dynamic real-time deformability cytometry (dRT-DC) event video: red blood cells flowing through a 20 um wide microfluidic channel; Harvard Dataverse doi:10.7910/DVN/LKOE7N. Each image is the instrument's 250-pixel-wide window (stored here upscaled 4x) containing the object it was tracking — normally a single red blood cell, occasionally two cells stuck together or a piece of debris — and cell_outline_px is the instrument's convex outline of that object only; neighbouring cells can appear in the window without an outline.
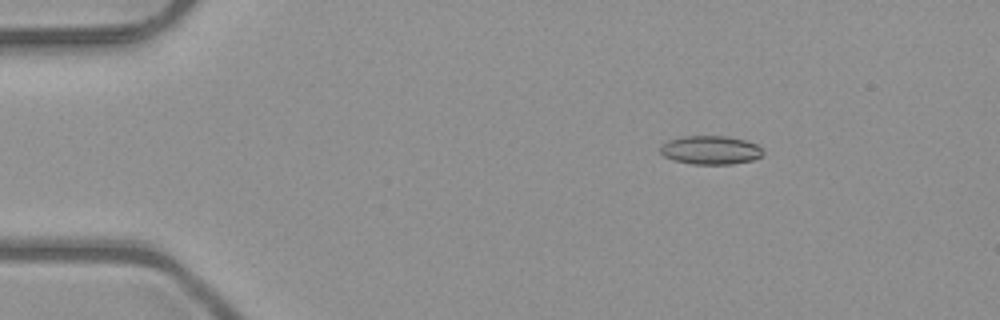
{"species": "common noctule bat (a hibernating species)", "species_latin": "Nyctalus noctula", "temperature_condition": "room temperature", "stored_images_in_passage": 46, "camera_frame_rate_fps": 3000, "um_per_image_px": 0.085, "animal": {"sex": "male", "body_mass_g": 23.1, "forearm_length_mm": 52.7}, "frame": {"image": 1, "passage_image": 3, "time_ms": 0.667, "image_size_px": [1000, 320], "cell_outline_px": [[764, 156], [752, 160], [732, 164], [692, 164], [672, 160], [664, 156], [660, 152], [660, 144], [668, 140], [684, 136], [724, 136], [744, 140], [756, 144], [764, 148]], "centroid_in_image_um": [60.4, 12.76], "position_along_channel_um": 24.6, "area_um2": 17.34}}
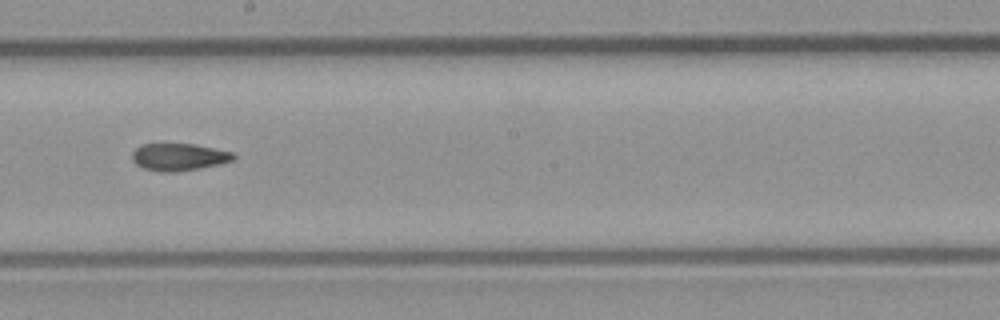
{"frame": {"image": 2, "passage_image": 24, "time_ms": 7.667, "image_size_px": [1000, 320], "cell_outline_px": [[236, 156], [232, 160], [220, 164], [200, 168], [176, 172], [160, 172], [144, 168], [136, 164], [132, 160], [132, 152], [140, 144], [160, 140], [192, 144], [232, 152]], "centroid_in_image_um": [15.11, 13.29], "position_along_channel_um": 233.1, "area_um2": 16.76}}
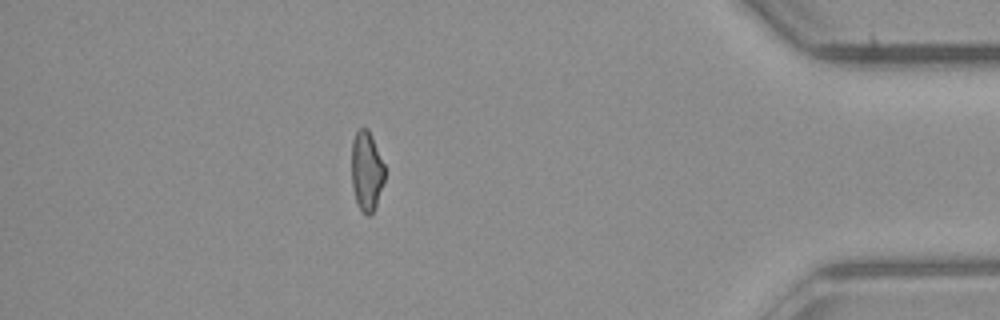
{"frame": {"image": 3, "passage_image": 40, "time_ms": 13.0, "image_size_px": [1000, 320], "cell_outline_px": [[384, 180], [376, 204], [372, 212], [368, 216], [356, 204], [352, 188], [352, 140], [356, 132], [360, 128], [368, 128], [372, 136], [384, 164]], "centroid_in_image_um": [31.14, 14.52], "position_along_channel_um": 404.1, "area_um2": 15.26}, "authors_computed_cell_mechanics": {"area_um2": 16.473, "velocity_mm_per_s": 4.0619, "shape_relaxation_time_tau1_ms": 7.6205, "shape_relaxation_time_tau2_ms": 3.5332, "deformation_change_tau1": 0.1562, "deformation_change_tau2": 0.107}}